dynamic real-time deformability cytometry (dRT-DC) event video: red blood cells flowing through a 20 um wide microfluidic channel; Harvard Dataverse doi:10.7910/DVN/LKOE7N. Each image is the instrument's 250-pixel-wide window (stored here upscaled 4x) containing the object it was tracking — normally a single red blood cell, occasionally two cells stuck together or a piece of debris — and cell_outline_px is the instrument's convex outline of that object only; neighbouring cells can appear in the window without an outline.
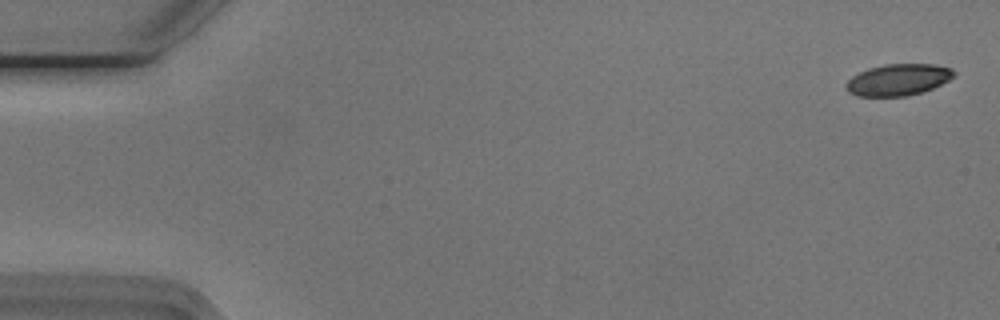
{"species": "Egyptian fruit bat (a non-hibernating species)", "species_latin": "Rousettus aegyptiacus", "temperature_condition": "cold", "stored_images_in_passage": 43, "camera_frame_rate_fps": 3000, "um_per_image_px": 0.085, "animal": {"sex": "male"}, "frame": {"image": 1, "passage_image": 2, "time_ms": 0.333, "image_size_px": [1000, 320], "cell_outline_px": [[956, 72], [948, 80], [932, 88], [920, 92], [904, 96], [856, 96], [848, 92], [844, 84], [852, 76], [868, 68], [884, 64], [936, 64], [952, 68]], "centroid_in_image_um": [76.31, 6.77], "position_along_channel_um": 8.7, "area_um2": 19.77}}
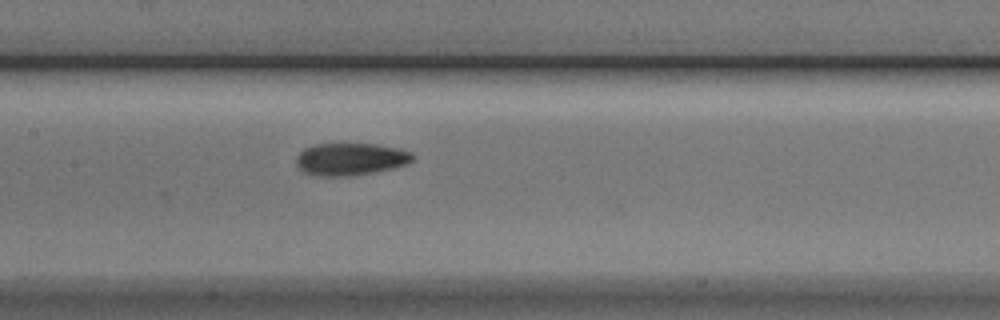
{"frame": {"image": 2, "passage_image": 27, "time_ms": 8.667, "image_size_px": [1000, 320], "cell_outline_px": [[416, 156], [408, 164], [392, 168], [372, 172], [344, 176], [324, 176], [304, 172], [296, 164], [296, 156], [304, 148], [312, 144], [376, 144], [400, 148], [412, 152]], "centroid_in_image_um": [29.82, 13.5], "position_along_channel_um": 177.6, "area_um2": 21.91}}
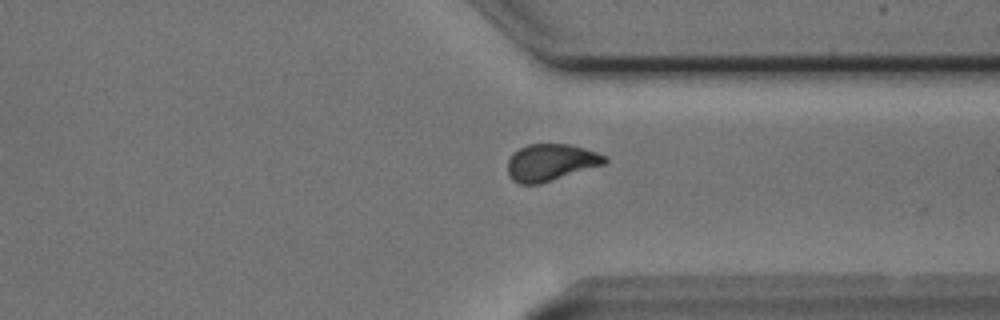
{"frame": {"image": 3, "passage_image": 42, "time_ms": 13.667, "image_size_px": [1000, 320], "cell_outline_px": [[608, 160], [604, 164], [540, 184], [520, 184], [512, 180], [508, 176], [508, 160], [512, 152], [528, 144], [572, 144], [608, 156]], "centroid_in_image_um": [46.8, 13.8], "position_along_channel_um": 364.6, "area_um2": 20.98}}